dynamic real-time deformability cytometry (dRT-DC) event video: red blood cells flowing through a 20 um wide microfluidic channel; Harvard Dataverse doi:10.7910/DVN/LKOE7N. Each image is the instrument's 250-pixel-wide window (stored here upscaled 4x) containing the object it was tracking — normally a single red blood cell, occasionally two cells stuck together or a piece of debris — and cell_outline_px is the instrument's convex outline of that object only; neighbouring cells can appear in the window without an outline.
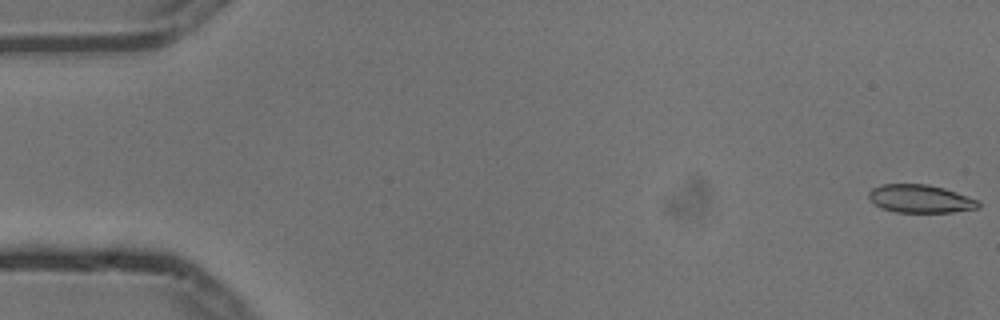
{"species": "common noctule bat (a hibernating species)", "species_latin": "Nyctalus noctula", "temperature_condition": "cold", "stored_images_in_passage": 5, "camera_frame_rate_fps": 3000, "um_per_image_px": 0.085, "animal": {"sex": "male", "body_mass_g": 13.3}, "frame": {"image": 1, "passage_image": 1, "time_ms": 0.0, "image_size_px": [1000, 320], "cell_outline_px": [[980, 208], [952, 212], [896, 212], [880, 208], [872, 204], [868, 200], [868, 192], [872, 188], [884, 184], [928, 184], [944, 188], [980, 200]], "centroid_in_image_um": [78.21, 16.9], "position_along_channel_um": 6.8, "area_um2": 18.21}}
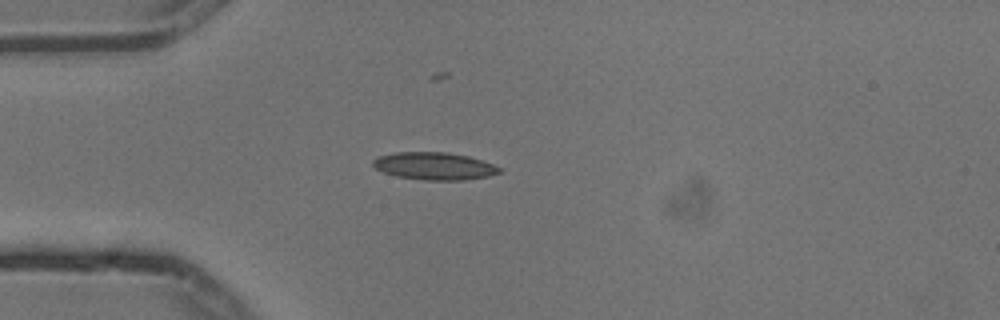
{"frame": {"image": 2, "passage_image": 5, "time_ms": 1.333, "image_size_px": [1000, 320], "cell_outline_px": [[500, 172], [488, 176], [464, 180], [424, 180], [396, 176], [384, 172], [376, 168], [372, 164], [372, 160], [376, 156], [396, 152], [448, 152], [468, 156], [492, 164], [500, 168]], "centroid_in_image_um": [36.87, 14.11], "position_along_channel_um": 48.1, "area_um2": 20.17}}